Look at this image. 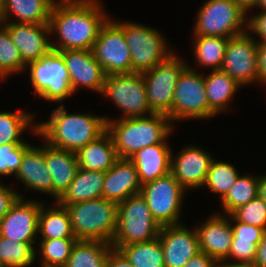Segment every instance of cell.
<instances>
[{"instance_id":"obj_1","label":"cell","mask_w":266,"mask_h":267,"mask_svg":"<svg viewBox=\"0 0 266 267\" xmlns=\"http://www.w3.org/2000/svg\"><path fill=\"white\" fill-rule=\"evenodd\" d=\"M101 10L97 0L55 2L49 26L51 33L56 31L61 41L51 42L52 50H91L100 28L108 20Z\"/></svg>"},{"instance_id":"obj_2","label":"cell","mask_w":266,"mask_h":267,"mask_svg":"<svg viewBox=\"0 0 266 267\" xmlns=\"http://www.w3.org/2000/svg\"><path fill=\"white\" fill-rule=\"evenodd\" d=\"M49 119L33 126V133L52 147L77 153L107 130L106 117L69 114L64 105L56 108Z\"/></svg>"},{"instance_id":"obj_3","label":"cell","mask_w":266,"mask_h":267,"mask_svg":"<svg viewBox=\"0 0 266 267\" xmlns=\"http://www.w3.org/2000/svg\"><path fill=\"white\" fill-rule=\"evenodd\" d=\"M107 121L118 158L129 159L138 150L162 143L170 136L172 125L168 115L153 113L150 117L121 118Z\"/></svg>"},{"instance_id":"obj_4","label":"cell","mask_w":266,"mask_h":267,"mask_svg":"<svg viewBox=\"0 0 266 267\" xmlns=\"http://www.w3.org/2000/svg\"><path fill=\"white\" fill-rule=\"evenodd\" d=\"M77 240L112 243L117 227L118 203L103 197L66 205Z\"/></svg>"},{"instance_id":"obj_5","label":"cell","mask_w":266,"mask_h":267,"mask_svg":"<svg viewBox=\"0 0 266 267\" xmlns=\"http://www.w3.org/2000/svg\"><path fill=\"white\" fill-rule=\"evenodd\" d=\"M161 226L153 218L141 193L118 203L117 227L111 243L113 249L159 237Z\"/></svg>"},{"instance_id":"obj_6","label":"cell","mask_w":266,"mask_h":267,"mask_svg":"<svg viewBox=\"0 0 266 267\" xmlns=\"http://www.w3.org/2000/svg\"><path fill=\"white\" fill-rule=\"evenodd\" d=\"M115 23L124 32L131 53L132 73L151 70L173 54L167 50L166 41L157 30L136 22Z\"/></svg>"},{"instance_id":"obj_7","label":"cell","mask_w":266,"mask_h":267,"mask_svg":"<svg viewBox=\"0 0 266 267\" xmlns=\"http://www.w3.org/2000/svg\"><path fill=\"white\" fill-rule=\"evenodd\" d=\"M246 16L232 0H208L199 10L193 34L225 38L240 35L247 32Z\"/></svg>"},{"instance_id":"obj_8","label":"cell","mask_w":266,"mask_h":267,"mask_svg":"<svg viewBox=\"0 0 266 267\" xmlns=\"http://www.w3.org/2000/svg\"><path fill=\"white\" fill-rule=\"evenodd\" d=\"M26 66L30 67V80L35 93L43 99L63 101L74 93L65 61L58 51L51 50L40 60Z\"/></svg>"},{"instance_id":"obj_9","label":"cell","mask_w":266,"mask_h":267,"mask_svg":"<svg viewBox=\"0 0 266 267\" xmlns=\"http://www.w3.org/2000/svg\"><path fill=\"white\" fill-rule=\"evenodd\" d=\"M185 189L169 172L142 185L141 195L160 226L177 225Z\"/></svg>"},{"instance_id":"obj_10","label":"cell","mask_w":266,"mask_h":267,"mask_svg":"<svg viewBox=\"0 0 266 267\" xmlns=\"http://www.w3.org/2000/svg\"><path fill=\"white\" fill-rule=\"evenodd\" d=\"M175 55L173 53L151 70L141 73L145 81L148 103L153 113L167 115L171 111L175 85L182 71L189 66Z\"/></svg>"},{"instance_id":"obj_11","label":"cell","mask_w":266,"mask_h":267,"mask_svg":"<svg viewBox=\"0 0 266 267\" xmlns=\"http://www.w3.org/2000/svg\"><path fill=\"white\" fill-rule=\"evenodd\" d=\"M170 121L204 119L209 117V103L205 92L204 77L191 67H186L175 85Z\"/></svg>"},{"instance_id":"obj_12","label":"cell","mask_w":266,"mask_h":267,"mask_svg":"<svg viewBox=\"0 0 266 267\" xmlns=\"http://www.w3.org/2000/svg\"><path fill=\"white\" fill-rule=\"evenodd\" d=\"M103 95L124 112L122 118L144 117L153 114L145 90V81L141 73L108 75L105 78Z\"/></svg>"},{"instance_id":"obj_13","label":"cell","mask_w":266,"mask_h":267,"mask_svg":"<svg viewBox=\"0 0 266 267\" xmlns=\"http://www.w3.org/2000/svg\"><path fill=\"white\" fill-rule=\"evenodd\" d=\"M106 76L132 73L131 53L123 30L111 20L100 28L91 49Z\"/></svg>"},{"instance_id":"obj_14","label":"cell","mask_w":266,"mask_h":267,"mask_svg":"<svg viewBox=\"0 0 266 267\" xmlns=\"http://www.w3.org/2000/svg\"><path fill=\"white\" fill-rule=\"evenodd\" d=\"M258 42L248 33L228 40L220 70L226 72L241 86L258 81Z\"/></svg>"},{"instance_id":"obj_15","label":"cell","mask_w":266,"mask_h":267,"mask_svg":"<svg viewBox=\"0 0 266 267\" xmlns=\"http://www.w3.org/2000/svg\"><path fill=\"white\" fill-rule=\"evenodd\" d=\"M41 206L40 202H24L19 197L0 221V236L34 246Z\"/></svg>"},{"instance_id":"obj_16","label":"cell","mask_w":266,"mask_h":267,"mask_svg":"<svg viewBox=\"0 0 266 267\" xmlns=\"http://www.w3.org/2000/svg\"><path fill=\"white\" fill-rule=\"evenodd\" d=\"M8 30L13 43L19 50L22 61L27 65L40 60L51 50V41L48 38L49 24L16 23L1 21Z\"/></svg>"},{"instance_id":"obj_17","label":"cell","mask_w":266,"mask_h":267,"mask_svg":"<svg viewBox=\"0 0 266 267\" xmlns=\"http://www.w3.org/2000/svg\"><path fill=\"white\" fill-rule=\"evenodd\" d=\"M158 238L163 249L165 267H184L201 252L196 229L191 231L180 224L161 226Z\"/></svg>"},{"instance_id":"obj_18","label":"cell","mask_w":266,"mask_h":267,"mask_svg":"<svg viewBox=\"0 0 266 267\" xmlns=\"http://www.w3.org/2000/svg\"><path fill=\"white\" fill-rule=\"evenodd\" d=\"M58 52L65 61L73 92L83 85L102 93L106 74L91 50H61Z\"/></svg>"},{"instance_id":"obj_19","label":"cell","mask_w":266,"mask_h":267,"mask_svg":"<svg viewBox=\"0 0 266 267\" xmlns=\"http://www.w3.org/2000/svg\"><path fill=\"white\" fill-rule=\"evenodd\" d=\"M178 154L171 157V173L174 178L185 190L202 187L213 160L212 156L197 146H189Z\"/></svg>"},{"instance_id":"obj_20","label":"cell","mask_w":266,"mask_h":267,"mask_svg":"<svg viewBox=\"0 0 266 267\" xmlns=\"http://www.w3.org/2000/svg\"><path fill=\"white\" fill-rule=\"evenodd\" d=\"M226 216L212 215L196 227L200 251L216 260L228 257L233 239L231 223Z\"/></svg>"},{"instance_id":"obj_21","label":"cell","mask_w":266,"mask_h":267,"mask_svg":"<svg viewBox=\"0 0 266 267\" xmlns=\"http://www.w3.org/2000/svg\"><path fill=\"white\" fill-rule=\"evenodd\" d=\"M141 188L135 165L129 159L119 158L105 172L102 197L119 203L131 195L140 193Z\"/></svg>"},{"instance_id":"obj_22","label":"cell","mask_w":266,"mask_h":267,"mask_svg":"<svg viewBox=\"0 0 266 267\" xmlns=\"http://www.w3.org/2000/svg\"><path fill=\"white\" fill-rule=\"evenodd\" d=\"M171 153L168 143L164 141L144 147L129 158L137 169L142 185L171 172Z\"/></svg>"},{"instance_id":"obj_23","label":"cell","mask_w":266,"mask_h":267,"mask_svg":"<svg viewBox=\"0 0 266 267\" xmlns=\"http://www.w3.org/2000/svg\"><path fill=\"white\" fill-rule=\"evenodd\" d=\"M45 162L52 179V195L57 201L68 189L79 169L75 152L45 144Z\"/></svg>"},{"instance_id":"obj_24","label":"cell","mask_w":266,"mask_h":267,"mask_svg":"<svg viewBox=\"0 0 266 267\" xmlns=\"http://www.w3.org/2000/svg\"><path fill=\"white\" fill-rule=\"evenodd\" d=\"M15 177L27 188L52 194V179L45 162V145L42 148L30 146L24 152Z\"/></svg>"},{"instance_id":"obj_25","label":"cell","mask_w":266,"mask_h":267,"mask_svg":"<svg viewBox=\"0 0 266 267\" xmlns=\"http://www.w3.org/2000/svg\"><path fill=\"white\" fill-rule=\"evenodd\" d=\"M79 168L93 171L109 170L119 159L110 133L106 130L77 153Z\"/></svg>"},{"instance_id":"obj_26","label":"cell","mask_w":266,"mask_h":267,"mask_svg":"<svg viewBox=\"0 0 266 267\" xmlns=\"http://www.w3.org/2000/svg\"><path fill=\"white\" fill-rule=\"evenodd\" d=\"M104 171L79 168L68 189L56 201L62 206L102 197Z\"/></svg>"},{"instance_id":"obj_27","label":"cell","mask_w":266,"mask_h":267,"mask_svg":"<svg viewBox=\"0 0 266 267\" xmlns=\"http://www.w3.org/2000/svg\"><path fill=\"white\" fill-rule=\"evenodd\" d=\"M204 84L209 103V117L225 111L229 100L241 86L222 70H211L207 77H204Z\"/></svg>"},{"instance_id":"obj_28","label":"cell","mask_w":266,"mask_h":267,"mask_svg":"<svg viewBox=\"0 0 266 267\" xmlns=\"http://www.w3.org/2000/svg\"><path fill=\"white\" fill-rule=\"evenodd\" d=\"M47 210V211H46ZM38 232L42 240L46 239H76L67 209L57 202V206L44 209L41 206L38 219Z\"/></svg>"},{"instance_id":"obj_29","label":"cell","mask_w":266,"mask_h":267,"mask_svg":"<svg viewBox=\"0 0 266 267\" xmlns=\"http://www.w3.org/2000/svg\"><path fill=\"white\" fill-rule=\"evenodd\" d=\"M55 0H5L4 18L15 15L16 23L49 24Z\"/></svg>"},{"instance_id":"obj_30","label":"cell","mask_w":266,"mask_h":267,"mask_svg":"<svg viewBox=\"0 0 266 267\" xmlns=\"http://www.w3.org/2000/svg\"><path fill=\"white\" fill-rule=\"evenodd\" d=\"M112 249L104 241L77 240L64 267H106Z\"/></svg>"},{"instance_id":"obj_31","label":"cell","mask_w":266,"mask_h":267,"mask_svg":"<svg viewBox=\"0 0 266 267\" xmlns=\"http://www.w3.org/2000/svg\"><path fill=\"white\" fill-rule=\"evenodd\" d=\"M133 267H165L159 238L127 244L118 249Z\"/></svg>"},{"instance_id":"obj_32","label":"cell","mask_w":266,"mask_h":267,"mask_svg":"<svg viewBox=\"0 0 266 267\" xmlns=\"http://www.w3.org/2000/svg\"><path fill=\"white\" fill-rule=\"evenodd\" d=\"M194 54L199 65L220 70L226 46L230 38L217 36H195Z\"/></svg>"},{"instance_id":"obj_33","label":"cell","mask_w":266,"mask_h":267,"mask_svg":"<svg viewBox=\"0 0 266 267\" xmlns=\"http://www.w3.org/2000/svg\"><path fill=\"white\" fill-rule=\"evenodd\" d=\"M253 177L254 176L240 175L231 186L226 196L221 200V204L227 215H231L240 206L257 198L259 178Z\"/></svg>"},{"instance_id":"obj_34","label":"cell","mask_w":266,"mask_h":267,"mask_svg":"<svg viewBox=\"0 0 266 267\" xmlns=\"http://www.w3.org/2000/svg\"><path fill=\"white\" fill-rule=\"evenodd\" d=\"M35 257L36 250L31 244L0 236V267H27Z\"/></svg>"},{"instance_id":"obj_35","label":"cell","mask_w":266,"mask_h":267,"mask_svg":"<svg viewBox=\"0 0 266 267\" xmlns=\"http://www.w3.org/2000/svg\"><path fill=\"white\" fill-rule=\"evenodd\" d=\"M239 176L233 165L212 160L203 186L219 193L222 200Z\"/></svg>"},{"instance_id":"obj_36","label":"cell","mask_w":266,"mask_h":267,"mask_svg":"<svg viewBox=\"0 0 266 267\" xmlns=\"http://www.w3.org/2000/svg\"><path fill=\"white\" fill-rule=\"evenodd\" d=\"M32 119L33 115L25 112H0V146L11 142L28 144L20 136Z\"/></svg>"},{"instance_id":"obj_37","label":"cell","mask_w":266,"mask_h":267,"mask_svg":"<svg viewBox=\"0 0 266 267\" xmlns=\"http://www.w3.org/2000/svg\"><path fill=\"white\" fill-rule=\"evenodd\" d=\"M77 239H46L40 241L42 267H64Z\"/></svg>"},{"instance_id":"obj_38","label":"cell","mask_w":266,"mask_h":267,"mask_svg":"<svg viewBox=\"0 0 266 267\" xmlns=\"http://www.w3.org/2000/svg\"><path fill=\"white\" fill-rule=\"evenodd\" d=\"M26 64L22 61L16 45L13 43L8 30L0 28V78H5L14 72L23 71Z\"/></svg>"},{"instance_id":"obj_39","label":"cell","mask_w":266,"mask_h":267,"mask_svg":"<svg viewBox=\"0 0 266 267\" xmlns=\"http://www.w3.org/2000/svg\"><path fill=\"white\" fill-rule=\"evenodd\" d=\"M30 144L11 142L0 146V175L17 174L22 163L24 152Z\"/></svg>"},{"instance_id":"obj_40","label":"cell","mask_w":266,"mask_h":267,"mask_svg":"<svg viewBox=\"0 0 266 267\" xmlns=\"http://www.w3.org/2000/svg\"><path fill=\"white\" fill-rule=\"evenodd\" d=\"M237 221L266 230V202L255 198L231 214Z\"/></svg>"},{"instance_id":"obj_41","label":"cell","mask_w":266,"mask_h":267,"mask_svg":"<svg viewBox=\"0 0 266 267\" xmlns=\"http://www.w3.org/2000/svg\"><path fill=\"white\" fill-rule=\"evenodd\" d=\"M230 220L235 221V225L231 224L233 231L232 240H245L255 243L257 246L261 242L265 229L261 227L252 226L240 221H237L232 215H229Z\"/></svg>"},{"instance_id":"obj_42","label":"cell","mask_w":266,"mask_h":267,"mask_svg":"<svg viewBox=\"0 0 266 267\" xmlns=\"http://www.w3.org/2000/svg\"><path fill=\"white\" fill-rule=\"evenodd\" d=\"M258 246L245 240H232L229 255L226 260L235 258L237 262H255Z\"/></svg>"},{"instance_id":"obj_43","label":"cell","mask_w":266,"mask_h":267,"mask_svg":"<svg viewBox=\"0 0 266 267\" xmlns=\"http://www.w3.org/2000/svg\"><path fill=\"white\" fill-rule=\"evenodd\" d=\"M19 197L22 198V195L0 183V221Z\"/></svg>"},{"instance_id":"obj_44","label":"cell","mask_w":266,"mask_h":267,"mask_svg":"<svg viewBox=\"0 0 266 267\" xmlns=\"http://www.w3.org/2000/svg\"><path fill=\"white\" fill-rule=\"evenodd\" d=\"M246 27H248L252 33L260 36L261 39L258 43L266 42V10H262V12L252 18H247Z\"/></svg>"},{"instance_id":"obj_45","label":"cell","mask_w":266,"mask_h":267,"mask_svg":"<svg viewBox=\"0 0 266 267\" xmlns=\"http://www.w3.org/2000/svg\"><path fill=\"white\" fill-rule=\"evenodd\" d=\"M258 80L266 84V42L258 43Z\"/></svg>"},{"instance_id":"obj_46","label":"cell","mask_w":266,"mask_h":267,"mask_svg":"<svg viewBox=\"0 0 266 267\" xmlns=\"http://www.w3.org/2000/svg\"><path fill=\"white\" fill-rule=\"evenodd\" d=\"M217 260L200 252L192 257L184 267H215Z\"/></svg>"},{"instance_id":"obj_47","label":"cell","mask_w":266,"mask_h":267,"mask_svg":"<svg viewBox=\"0 0 266 267\" xmlns=\"http://www.w3.org/2000/svg\"><path fill=\"white\" fill-rule=\"evenodd\" d=\"M106 267H133L123 254L116 249H112L108 255Z\"/></svg>"},{"instance_id":"obj_48","label":"cell","mask_w":266,"mask_h":267,"mask_svg":"<svg viewBox=\"0 0 266 267\" xmlns=\"http://www.w3.org/2000/svg\"><path fill=\"white\" fill-rule=\"evenodd\" d=\"M255 263L259 267H266V231L261 242L258 244Z\"/></svg>"},{"instance_id":"obj_49","label":"cell","mask_w":266,"mask_h":267,"mask_svg":"<svg viewBox=\"0 0 266 267\" xmlns=\"http://www.w3.org/2000/svg\"><path fill=\"white\" fill-rule=\"evenodd\" d=\"M226 259L224 260H217L215 267H259L255 262H248V263H228L226 264ZM225 262V263H224Z\"/></svg>"},{"instance_id":"obj_50","label":"cell","mask_w":266,"mask_h":267,"mask_svg":"<svg viewBox=\"0 0 266 267\" xmlns=\"http://www.w3.org/2000/svg\"><path fill=\"white\" fill-rule=\"evenodd\" d=\"M247 14L248 10L256 6L257 0H232Z\"/></svg>"},{"instance_id":"obj_51","label":"cell","mask_w":266,"mask_h":267,"mask_svg":"<svg viewBox=\"0 0 266 267\" xmlns=\"http://www.w3.org/2000/svg\"><path fill=\"white\" fill-rule=\"evenodd\" d=\"M257 197L266 202V176L259 178Z\"/></svg>"},{"instance_id":"obj_52","label":"cell","mask_w":266,"mask_h":267,"mask_svg":"<svg viewBox=\"0 0 266 267\" xmlns=\"http://www.w3.org/2000/svg\"><path fill=\"white\" fill-rule=\"evenodd\" d=\"M5 0H0V20L4 18Z\"/></svg>"},{"instance_id":"obj_53","label":"cell","mask_w":266,"mask_h":267,"mask_svg":"<svg viewBox=\"0 0 266 267\" xmlns=\"http://www.w3.org/2000/svg\"><path fill=\"white\" fill-rule=\"evenodd\" d=\"M255 7H260L262 10H266V0H257Z\"/></svg>"}]
</instances>
